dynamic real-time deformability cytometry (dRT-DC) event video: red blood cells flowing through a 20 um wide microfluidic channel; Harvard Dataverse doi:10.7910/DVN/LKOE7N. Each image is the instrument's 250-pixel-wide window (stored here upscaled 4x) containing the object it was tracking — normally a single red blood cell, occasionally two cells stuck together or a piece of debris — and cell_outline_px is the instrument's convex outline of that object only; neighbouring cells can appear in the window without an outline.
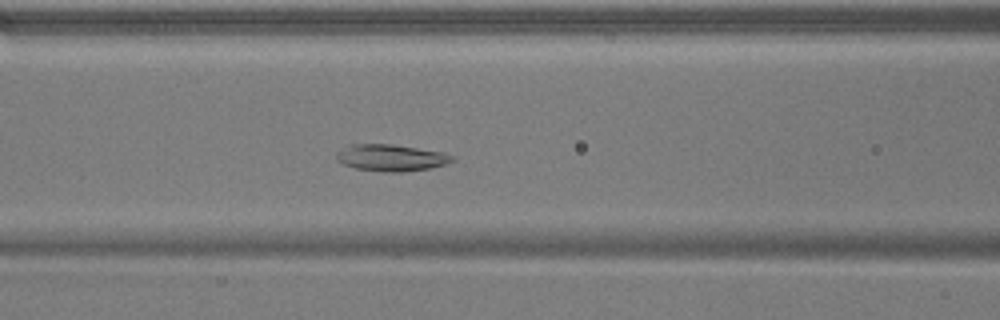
{"species": "common noctule bat (a hibernating species)", "species_latin": "Nyctalus noctula", "temperature_condition": "warm", "stored_images_in_passage": 53, "camera_frame_rate_fps": 3000, "um_per_image_px": 0.085, "animal": {"sex": "male", "body_mass_g": 17.9}, "frame": {"image": 1, "passage_image": 21, "time_ms": 6.667, "image_size_px": [1000, 320], "cell_outline_px": [[456, 160], [444, 164], [428, 168], [404, 172], [384, 172], [356, 168], [344, 164], [336, 160], [336, 152], [348, 144], [392, 144], [444, 152], [456, 156]], "centroid_in_image_um": [33.25, 13.4], "position_along_channel_um": 133.4, "area_um2": 18.15}}
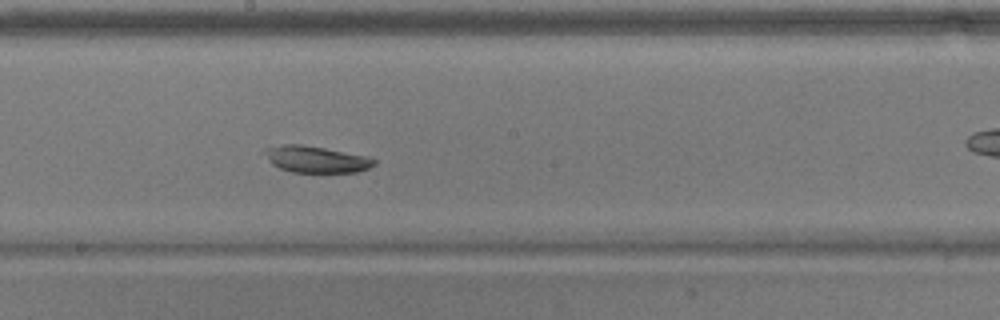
{"frame": {"image": 2, "passage_image": 28, "time_ms": 9.0, "image_size_px": [1000, 320], "cell_outline_px": [[376, 164], [368, 168], [356, 172], [292, 172], [280, 168], [272, 164], [260, 152], [264, 148], [284, 144], [300, 144], [324, 148], [368, 156], [376, 160]], "centroid_in_image_um": [26.82, 13.53], "position_along_channel_um": 221.4, "area_um2": 17.05}}
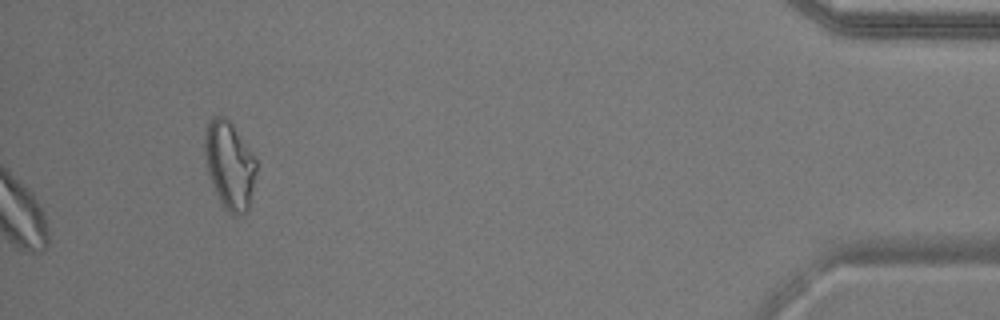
{"frame": {"image": 3, "passage_image": 53, "time_ms": 17.333, "image_size_px": [1000, 320], "cell_outline_px": [[256, 172], [248, 212], [244, 216], [232, 216], [224, 208], [208, 176], [204, 152], [204, 136], [208, 120], [212, 116], [224, 116], [232, 124], [252, 152], [256, 160]], "centroid_in_image_um": [19.5, 14.06], "position_along_channel_um": 415.7, "area_um2": 26.65}, "authors_computed_cell_mechanics": {"area_um2": 22.253, "velocity_mm_per_s": 3.7827, "shape_relaxation_time_tau1_ms": 2.3783, "shape_relaxation_time_tau2_ms": null, "deformation_change_tau1": 0.058, "deformation_change_tau2": null}}